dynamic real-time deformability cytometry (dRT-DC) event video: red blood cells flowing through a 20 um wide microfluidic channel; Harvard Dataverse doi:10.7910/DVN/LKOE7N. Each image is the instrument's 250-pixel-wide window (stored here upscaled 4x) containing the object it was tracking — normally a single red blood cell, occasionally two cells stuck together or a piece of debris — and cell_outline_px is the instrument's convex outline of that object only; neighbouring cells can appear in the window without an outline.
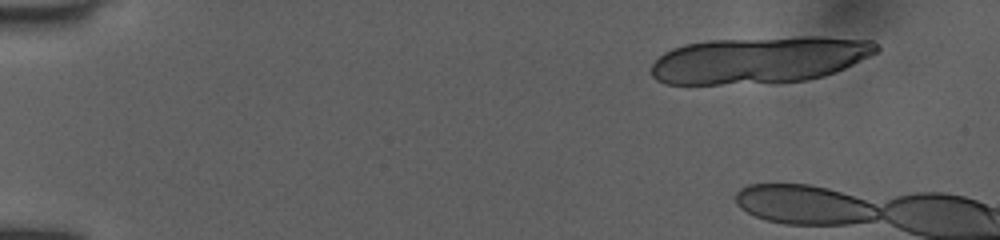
{"species": "human", "species_latin": "Homo sapiens", "temperature_condition": "room temperature", "stored_images_in_passage": 11, "camera_frame_rate_fps": 3000, "um_per_image_px": 0.085, "donor": {"sex": "female"}, "frame": {"image": 1, "passage_image": 1, "time_ms": 0.0, "image_size_px": [1000, 240], "cell_outline_px": [[880, 48], [876, 52], [836, 72], [824, 76], [808, 80], [720, 84], [664, 84], [656, 80], [652, 76], [652, 64], [664, 52], [672, 48], [684, 44], [708, 40], [796, 36], [816, 36], [872, 40], [880, 44]], "centroid_in_image_um": [64.54, 5.07], "position_along_channel_um": 20.5, "area_um2": 61.56}}